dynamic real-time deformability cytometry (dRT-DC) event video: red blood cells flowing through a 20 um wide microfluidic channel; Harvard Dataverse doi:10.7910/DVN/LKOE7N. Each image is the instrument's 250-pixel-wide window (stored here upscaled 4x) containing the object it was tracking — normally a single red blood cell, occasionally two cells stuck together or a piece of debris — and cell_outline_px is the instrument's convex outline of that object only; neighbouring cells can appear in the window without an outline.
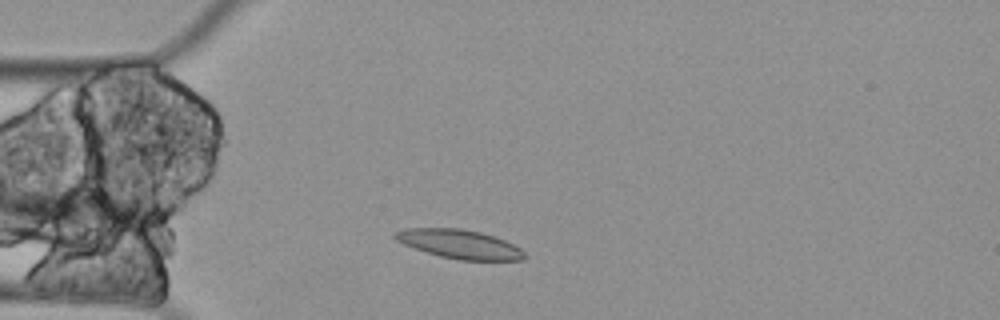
{"species": "Egyptian fruit bat (a non-hibernating species)", "species_latin": "Rousettus aegyptiacus", "temperature_condition": "cold", "stored_images_in_passage": 38, "camera_frame_rate_fps": 3000, "um_per_image_px": 0.085, "animal": {"sex": "female"}, "frame": {"image": 1, "passage_image": 4, "time_ms": 1.0, "image_size_px": [1000, 320], "cell_outline_px": [[528, 256], [524, 260], [460, 260], [440, 256], [404, 244], [396, 240], [392, 236], [396, 232], [408, 228], [460, 228], [480, 232], [504, 240], [520, 248]], "centroid_in_image_um": [39.09, 20.75], "position_along_channel_um": 45.9, "area_um2": 21.56}}
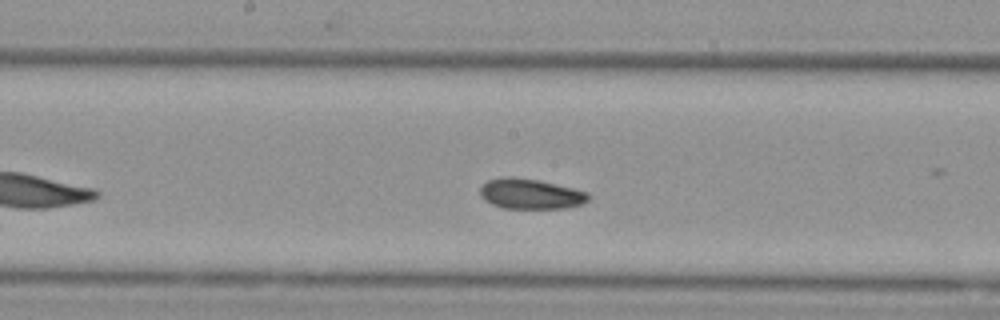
{"frame": {"image": 2, "passage_image": 19, "time_ms": 6.0, "image_size_px": [1000, 320], "cell_outline_px": [[588, 200], [580, 204], [564, 208], [504, 208], [492, 204], [484, 200], [480, 196], [480, 188], [488, 180], [500, 176], [512, 176], [536, 180], [572, 188], [588, 192]], "centroid_in_image_um": [45.03, 16.47], "position_along_channel_um": 203.2, "area_um2": 18.9}}
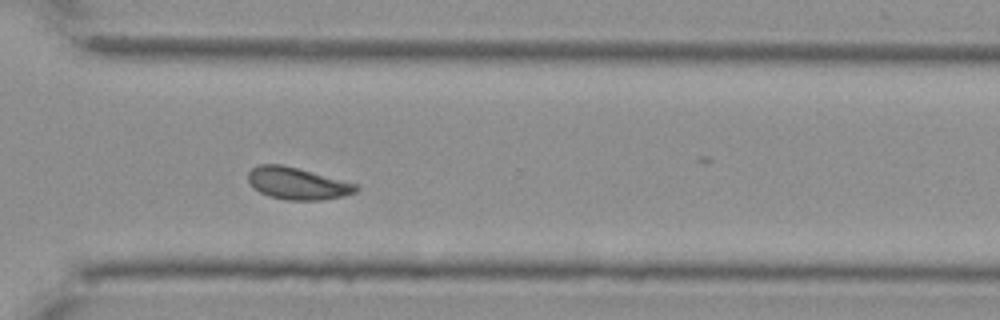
{"frame": {"image": 3, "passage_image": 32, "time_ms": 10.333, "image_size_px": [1000, 320], "cell_outline_px": [[360, 188], [356, 192], [344, 196], [320, 200], [288, 200], [268, 196], [260, 192], [248, 180], [248, 172], [252, 168], [260, 164], [284, 164], [360, 184]], "centroid_in_image_um": [25.34, 15.58], "position_along_channel_um": 345.3, "area_um2": 20.35}, "authors_computed_cell_mechanics": {"area_um2": 19.7387, "velocity_mm_per_s": 3.2782, "shape_relaxation_time_tau1_ms": null, "shape_relaxation_time_tau2_ms": 3.7956, "deformation_change_tau1": null, "deformation_change_tau2": 0.0835}}